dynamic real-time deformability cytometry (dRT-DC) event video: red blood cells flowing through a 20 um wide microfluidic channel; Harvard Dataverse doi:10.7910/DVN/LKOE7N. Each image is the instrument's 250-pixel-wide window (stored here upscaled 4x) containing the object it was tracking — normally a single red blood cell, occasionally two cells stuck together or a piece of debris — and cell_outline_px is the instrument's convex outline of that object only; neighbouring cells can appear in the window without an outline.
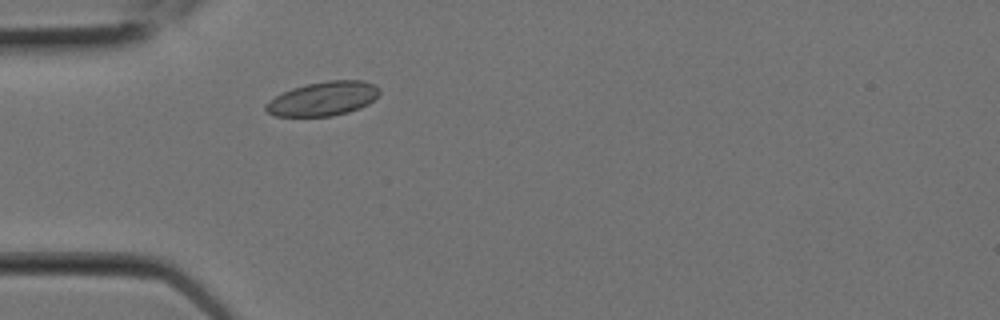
{"species": "Egyptian fruit bat (a non-hibernating species)", "species_latin": "Rousettus aegyptiacus", "temperature_condition": "room temperature", "stored_images_in_passage": 2, "camera_frame_rate_fps": 3000, "um_per_image_px": 0.085, "animal": {"sex": "female"}, "frame": {"image": 1, "passage_image": 2, "time_ms": 0.333, "image_size_px": [1000, 320], "cell_outline_px": [[380, 92], [368, 104], [360, 108], [348, 112], [332, 116], [276, 116], [268, 112], [264, 108], [264, 104], [268, 100], [292, 88], [308, 84], [328, 80], [364, 80], [380, 88]], "centroid_in_image_um": [27.46, 8.39], "position_along_channel_um": 57.5, "area_um2": 22.48}}